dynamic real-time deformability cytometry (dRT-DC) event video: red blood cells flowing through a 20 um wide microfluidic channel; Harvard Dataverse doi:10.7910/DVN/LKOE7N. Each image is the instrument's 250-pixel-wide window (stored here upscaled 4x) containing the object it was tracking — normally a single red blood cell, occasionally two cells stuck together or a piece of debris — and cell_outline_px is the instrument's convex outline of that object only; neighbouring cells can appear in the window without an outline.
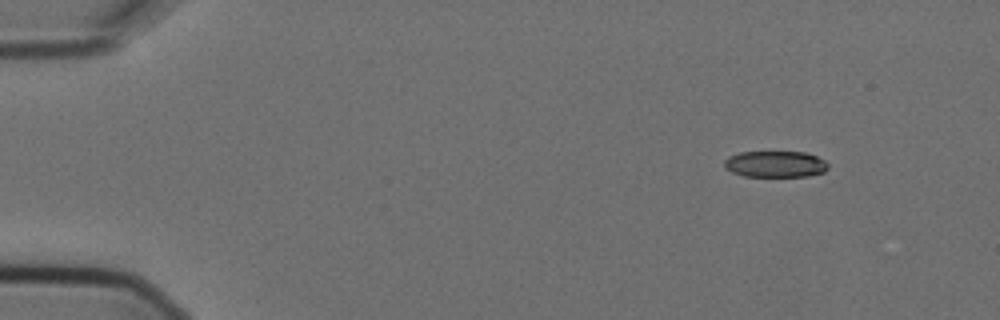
{"species": "Egyptian fruit bat (a non-hibernating species)", "species_latin": "Rousettus aegyptiacus", "temperature_condition": "cold", "stored_images_in_passage": 5, "camera_frame_rate_fps": 3000, "um_per_image_px": 0.085, "animal": {"sex": "female"}, "frame": {"image": 1, "passage_image": 1, "time_ms": 0.0, "image_size_px": [1000, 320], "cell_outline_px": [[828, 168], [824, 172], [808, 176], [744, 176], [732, 172], [724, 168], [724, 160], [728, 156], [740, 152], [808, 152], [824, 160], [828, 164]], "centroid_in_image_um": [65.89, 13.94], "position_along_channel_um": 19.1, "area_um2": 16.01}}